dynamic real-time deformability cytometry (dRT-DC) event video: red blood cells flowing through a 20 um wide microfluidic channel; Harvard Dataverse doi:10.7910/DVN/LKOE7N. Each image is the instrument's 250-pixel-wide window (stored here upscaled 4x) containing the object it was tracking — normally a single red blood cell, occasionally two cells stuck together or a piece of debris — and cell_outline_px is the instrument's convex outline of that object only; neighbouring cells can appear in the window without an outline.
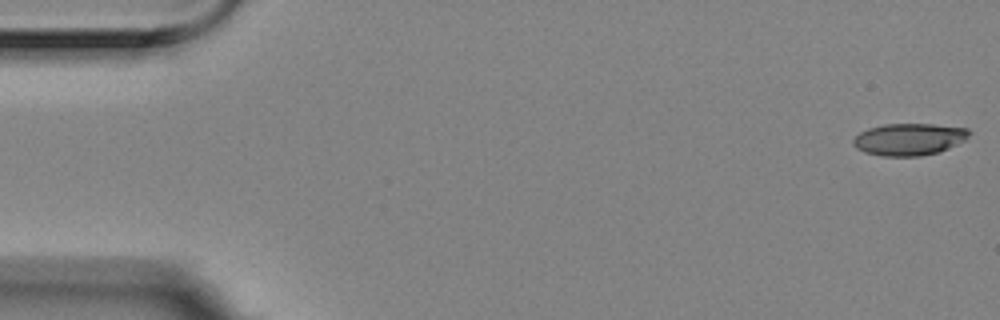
{"species": "Egyptian fruit bat (a non-hibernating species)", "species_latin": "Rousettus aegyptiacus", "temperature_condition": "room temperature", "stored_images_in_passage": 15, "camera_frame_rate_fps": 3000, "um_per_image_px": 0.085, "animal": {"sex": "female"}, "frame": {"image": 1, "passage_image": 1, "time_ms": 0.0, "image_size_px": [1000, 320], "cell_outline_px": [[972, 132], [964, 140], [940, 152], [920, 156], [880, 156], [864, 152], [856, 148], [852, 144], [852, 140], [860, 132], [868, 128], [884, 124], [932, 124], [968, 128]], "centroid_in_image_um": [77.25, 11.84], "position_along_channel_um": 7.7, "area_um2": 21.73}}
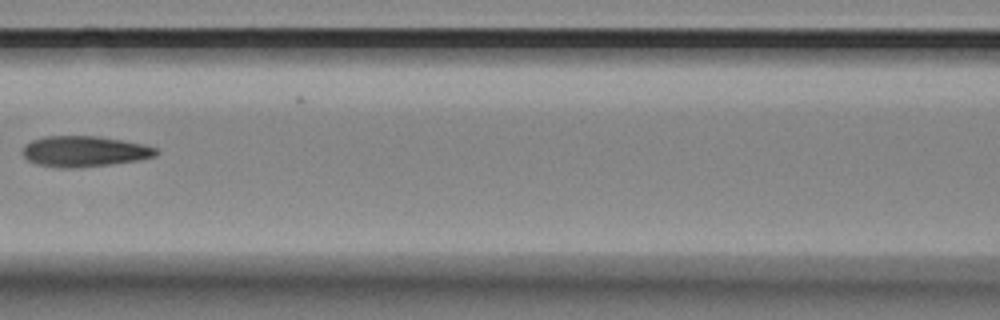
{"frame": {"image": 2, "passage_image": 7, "time_ms": 2.0, "image_size_px": [1000, 320], "cell_outline_px": [[160, 152], [156, 156], [140, 160], [76, 168], [60, 168], [36, 164], [28, 160], [24, 156], [24, 144], [32, 140], [44, 136], [96, 136], [124, 140], [144, 144], [156, 148]], "centroid_in_image_um": [7.19, 12.86], "position_along_channel_um": 159.4, "area_um2": 23.99}}
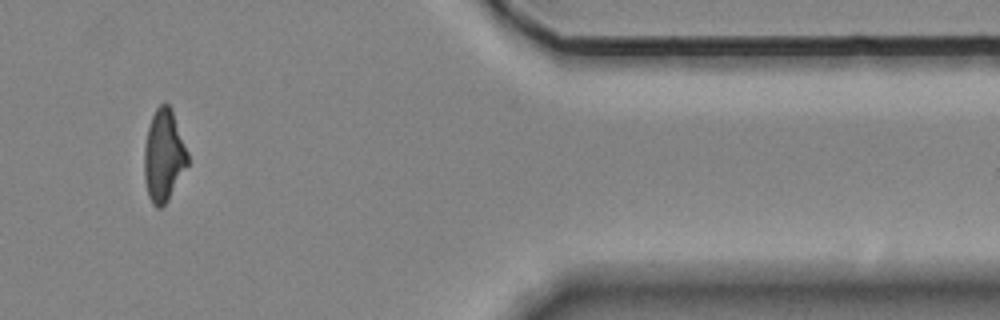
{"frame": {"image": 3, "passage_image": 13, "time_ms": 4.0, "image_size_px": [1000, 320], "cell_outline_px": [[188, 164], [168, 200], [160, 208], [156, 208], [152, 204], [148, 196], [144, 180], [144, 148], [148, 128], [152, 116], [156, 108], [164, 100], [168, 104], [172, 112], [188, 152]], "centroid_in_image_um": [13.9, 13.25], "position_along_channel_um": 397.5, "area_um2": 23.18}}